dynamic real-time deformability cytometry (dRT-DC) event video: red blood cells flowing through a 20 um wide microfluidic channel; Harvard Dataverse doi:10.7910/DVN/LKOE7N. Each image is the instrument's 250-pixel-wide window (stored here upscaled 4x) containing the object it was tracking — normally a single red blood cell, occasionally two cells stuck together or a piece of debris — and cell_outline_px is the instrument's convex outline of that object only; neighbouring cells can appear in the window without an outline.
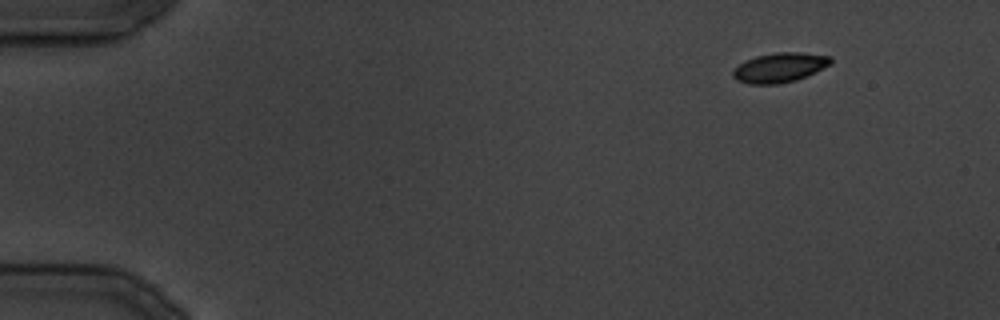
{"species": "common noctule bat (a hibernating species)", "species_latin": "Nyctalus noctula", "temperature_condition": "cold", "stored_images_in_passage": 6, "camera_frame_rate_fps": 3000, "um_per_image_px": 0.085, "animal": {"sex": "male", "body_mass_g": 19.5, "forearm_length_mm": 54.6}, "frame": {"image": 1, "passage_image": 1, "time_ms": 0.0, "image_size_px": [1000, 320], "cell_outline_px": [[832, 64], [816, 72], [796, 80], [776, 84], [748, 84], [736, 80], [732, 76], [732, 72], [740, 64], [756, 56], [776, 52], [800, 52], [832, 56]], "centroid_in_image_um": [66.31, 5.74], "position_along_channel_um": 18.7, "area_um2": 16.88}}